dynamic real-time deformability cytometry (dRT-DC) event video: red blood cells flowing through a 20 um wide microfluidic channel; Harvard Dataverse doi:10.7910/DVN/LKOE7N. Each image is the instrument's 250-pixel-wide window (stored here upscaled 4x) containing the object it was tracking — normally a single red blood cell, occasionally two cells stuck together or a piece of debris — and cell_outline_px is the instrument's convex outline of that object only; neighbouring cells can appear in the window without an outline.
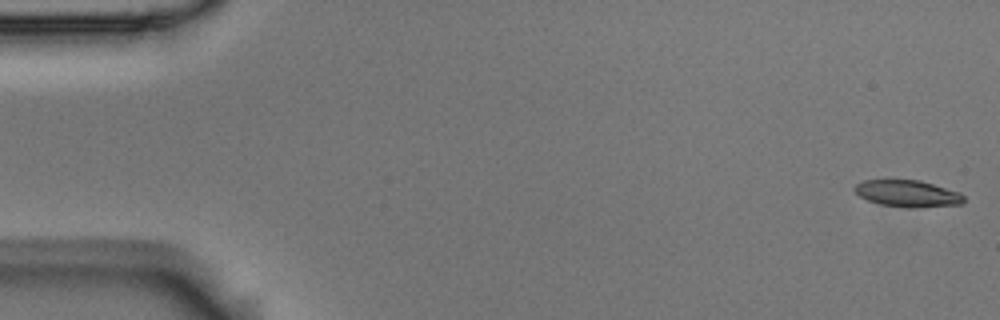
{"species": "Egyptian fruit bat (a non-hibernating species)", "species_latin": "Rousettus aegyptiacus", "temperature_condition": "room temperature", "stored_images_in_passage": 56, "camera_frame_rate_fps": 3000, "um_per_image_px": 0.085, "animal": {"sex": "male"}, "frame": {"image": 1, "passage_image": 1, "time_ms": 0.0, "image_size_px": [1000, 320], "cell_outline_px": [[964, 204], [908, 208], [880, 204], [868, 200], [860, 196], [852, 188], [856, 184], [864, 180], [888, 176], [920, 180], [960, 192], [964, 196]], "centroid_in_image_um": [77.09, 16.39], "position_along_channel_um": 7.9, "area_um2": 17.8}}
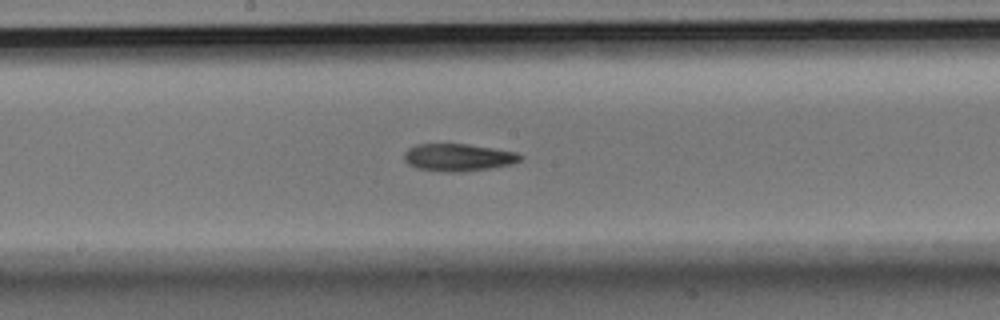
{"frame": {"image": 2, "passage_image": 29, "time_ms": 9.333, "image_size_px": [1000, 320], "cell_outline_px": [[524, 156], [520, 160], [512, 164], [492, 168], [464, 172], [444, 172], [416, 168], [408, 164], [404, 160], [404, 152], [408, 148], [416, 144], [468, 144], [516, 152]], "centroid_in_image_um": [38.94, 13.39], "position_along_channel_um": 209.3, "area_um2": 18.73}}
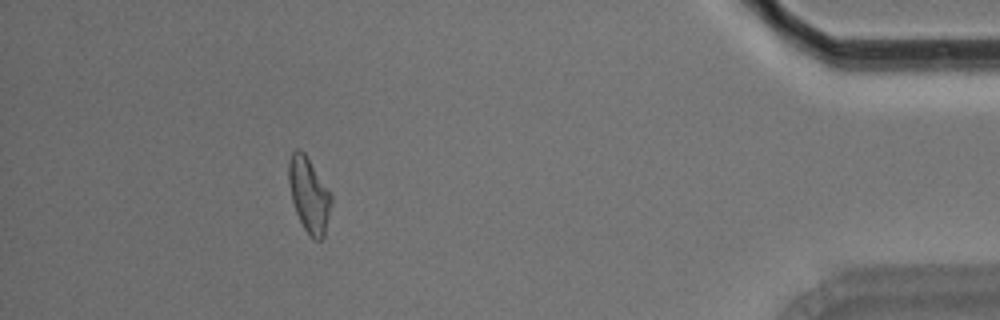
{"frame": {"image": 3, "passage_image": 50, "time_ms": 16.333, "image_size_px": [1000, 320], "cell_outline_px": [[332, 204], [324, 236], [320, 240], [312, 240], [304, 228], [296, 212], [292, 200], [288, 180], [288, 160], [292, 152], [296, 148], [300, 148], [304, 152], [332, 196]], "centroid_in_image_um": [26.25, 16.57], "position_along_channel_um": 408.9, "area_um2": 18.5}, "authors_computed_cell_mechanics": {"area_um2": 18.4671, "velocity_mm_per_s": 3.6233, "shape_relaxation_time_tau1_ms": 7.9342, "shape_relaxation_time_tau2_ms": null, "deformation_change_tau1": 0.1897, "deformation_change_tau2": null}}